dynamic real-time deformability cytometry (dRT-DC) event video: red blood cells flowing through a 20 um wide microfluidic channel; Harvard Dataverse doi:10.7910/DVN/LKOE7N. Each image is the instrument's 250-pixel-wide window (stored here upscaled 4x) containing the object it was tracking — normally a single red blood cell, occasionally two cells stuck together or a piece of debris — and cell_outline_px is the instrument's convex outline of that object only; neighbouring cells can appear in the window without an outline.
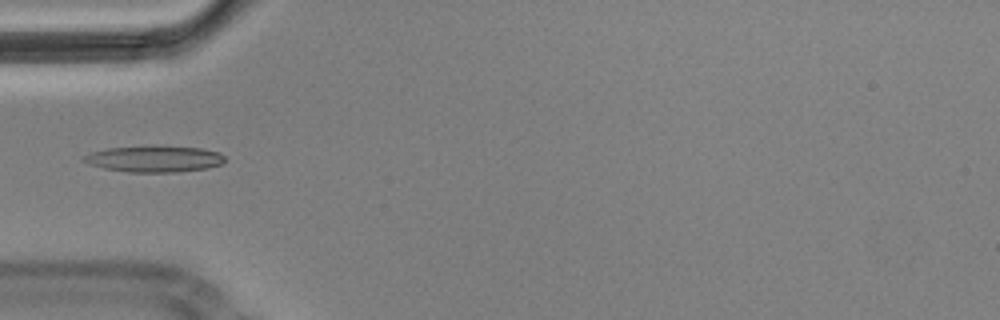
{"species": "Egyptian fruit bat (a non-hibernating species)", "species_latin": "Rousettus aegyptiacus", "temperature_condition": "cold", "stored_images_in_passage": 4, "camera_frame_rate_fps": 3000, "um_per_image_px": 0.085, "animal": {"sex": "male"}, "frame": {"image": 1, "passage_image": 4, "time_ms": 1.0, "image_size_px": [1000, 320], "cell_outline_px": [[224, 160], [220, 164], [208, 168], [176, 172], [128, 172], [104, 168], [88, 164], [80, 160], [84, 156], [92, 152], [108, 148], [200, 148], [220, 152], [224, 156]], "centroid_in_image_um": [13.1, 13.55], "position_along_channel_um": 71.9, "area_um2": 20.75}}